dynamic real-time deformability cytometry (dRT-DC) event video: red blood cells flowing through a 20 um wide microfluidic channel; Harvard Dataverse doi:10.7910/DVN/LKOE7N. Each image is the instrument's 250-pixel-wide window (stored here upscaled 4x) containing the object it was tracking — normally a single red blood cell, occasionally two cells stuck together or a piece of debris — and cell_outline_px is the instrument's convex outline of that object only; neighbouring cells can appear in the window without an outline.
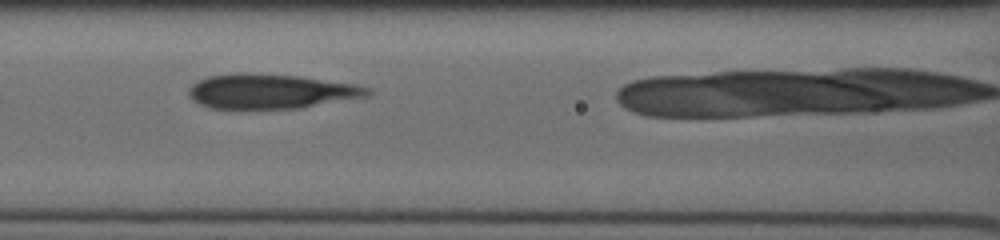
{"species": "human", "species_latin": "Homo sapiens", "temperature_condition": "cold", "stored_images_in_passage": 5, "camera_frame_rate_fps": 3000, "um_per_image_px": 0.085, "donor": {"sex": "male"}, "frame": {"image": 1, "passage_image": 3, "time_ms": 1.667, "image_size_px": [1000, 240], "cell_outline_px": [[372, 92], [368, 96], [300, 108], [208, 108], [192, 100], [188, 92], [188, 88], [192, 84], [208, 76], [236, 72], [244, 72], [300, 76], [356, 84], [372, 88]], "centroid_in_image_um": [23.03, 7.75], "position_along_channel_um": 143.6, "area_um2": 36.3}}